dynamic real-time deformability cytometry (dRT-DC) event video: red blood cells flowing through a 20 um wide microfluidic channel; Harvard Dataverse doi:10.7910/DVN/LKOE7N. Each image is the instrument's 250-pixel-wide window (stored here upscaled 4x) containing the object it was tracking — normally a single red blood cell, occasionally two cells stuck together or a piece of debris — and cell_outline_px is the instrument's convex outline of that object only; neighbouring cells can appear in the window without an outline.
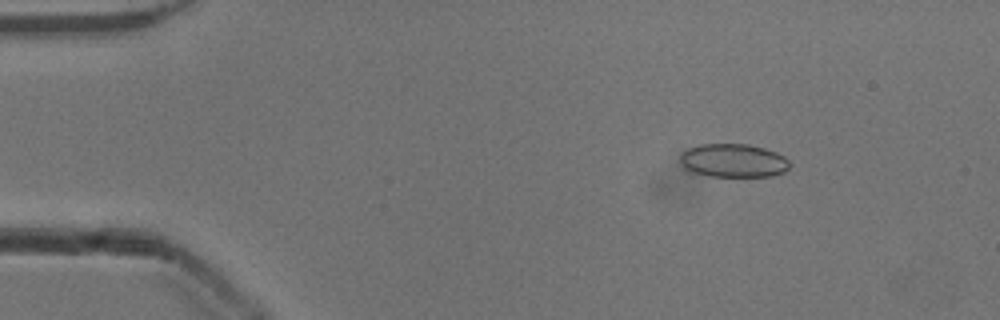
{"species": "common noctule bat (a hibernating species)", "species_latin": "Nyctalus noctula", "temperature_condition": "cold", "stored_images_in_passage": 52, "camera_frame_rate_fps": 3000, "um_per_image_px": 0.085, "animal": {"sex": "male", "body_mass_g": 13.3}, "frame": {"image": 1, "passage_image": 7, "time_ms": 2.0, "image_size_px": [1000, 320], "cell_outline_px": [[792, 164], [784, 172], [772, 176], [712, 176], [692, 172], [684, 168], [680, 160], [680, 152], [688, 148], [700, 144], [748, 144], [764, 148], [776, 152], [784, 156]], "centroid_in_image_um": [62.33, 13.64], "position_along_channel_um": 22.7, "area_um2": 21.5}}
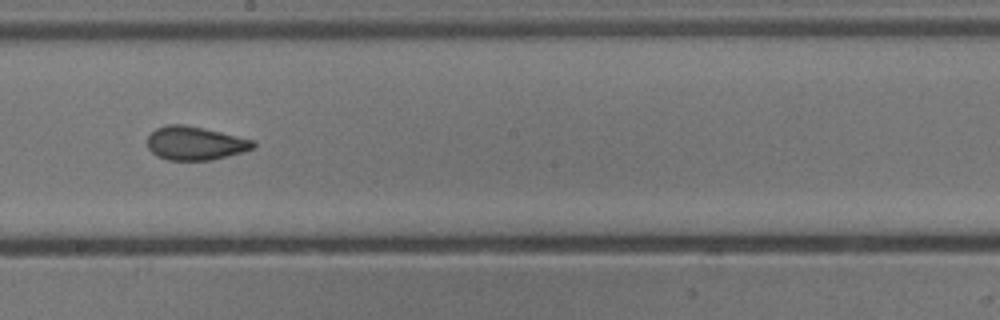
{"frame": {"image": 2, "passage_image": 29, "time_ms": 9.333, "image_size_px": [1000, 320], "cell_outline_px": [[256, 148], [212, 160], [168, 160], [156, 156], [148, 148], [148, 136], [156, 128], [168, 124], [184, 124], [204, 128], [252, 140], [256, 144]], "centroid_in_image_um": [16.57, 12.18], "position_along_channel_um": 231.6, "area_um2": 20.63}}
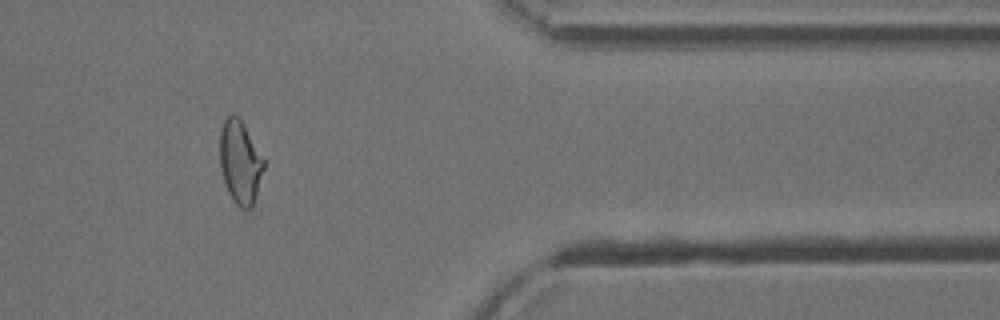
{"frame": {"image": 3, "passage_image": 43, "time_ms": 14.0, "image_size_px": [1000, 320], "cell_outline_px": [[264, 168], [252, 208], [244, 216], [228, 192], [220, 168], [220, 128], [224, 120], [232, 112], [244, 124], [264, 160]], "centroid_in_image_um": [20.4, 13.85], "position_along_channel_um": 391.0, "area_um2": 21.5}, "authors_computed_cell_mechanics": {"area_um2": 21.4438, "velocity_mm_per_s": 3.9124, "shape_relaxation_time_tau1_ms": 8.7635, "shape_relaxation_time_tau2_ms": 1.4247, "deformation_change_tau1": 0.1866, "deformation_change_tau2": 0.0831}}